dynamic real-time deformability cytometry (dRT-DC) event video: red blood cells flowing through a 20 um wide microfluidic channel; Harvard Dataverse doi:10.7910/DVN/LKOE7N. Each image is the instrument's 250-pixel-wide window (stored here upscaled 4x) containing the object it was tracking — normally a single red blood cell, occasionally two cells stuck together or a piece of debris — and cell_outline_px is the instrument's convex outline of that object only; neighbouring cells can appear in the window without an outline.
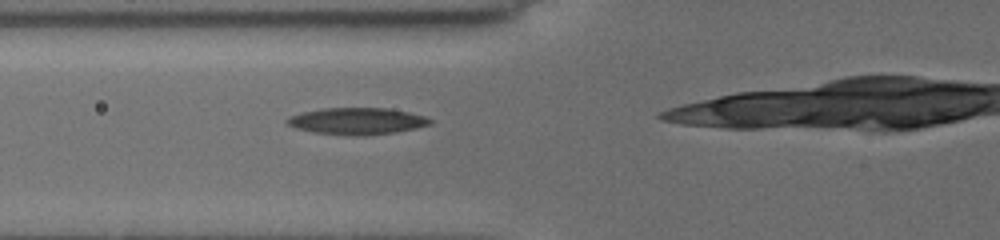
{"species": "common noctule bat (a hibernating species)", "species_latin": "Nyctalus noctula", "temperature_condition": "cold", "stored_images_in_passage": 2, "camera_frame_rate_fps": 3000, "um_per_image_px": 0.085, "animal": {"sex": "female", "body_mass_g": 19.5, "forearm_length_mm": 54.1}, "frame": {"image": 1, "passage_image": 2, "time_ms": 1.0, "image_size_px": [1000, 240], "cell_outline_px": [[432, 124], [416, 128], [396, 132], [364, 136], [348, 136], [312, 132], [296, 128], [288, 124], [284, 120], [288, 116], [304, 112], [324, 108], [384, 108], [408, 112], [424, 116], [432, 120]], "centroid_in_image_um": [30.33, 10.31], "position_along_channel_um": 95.5, "area_um2": 22.37}}